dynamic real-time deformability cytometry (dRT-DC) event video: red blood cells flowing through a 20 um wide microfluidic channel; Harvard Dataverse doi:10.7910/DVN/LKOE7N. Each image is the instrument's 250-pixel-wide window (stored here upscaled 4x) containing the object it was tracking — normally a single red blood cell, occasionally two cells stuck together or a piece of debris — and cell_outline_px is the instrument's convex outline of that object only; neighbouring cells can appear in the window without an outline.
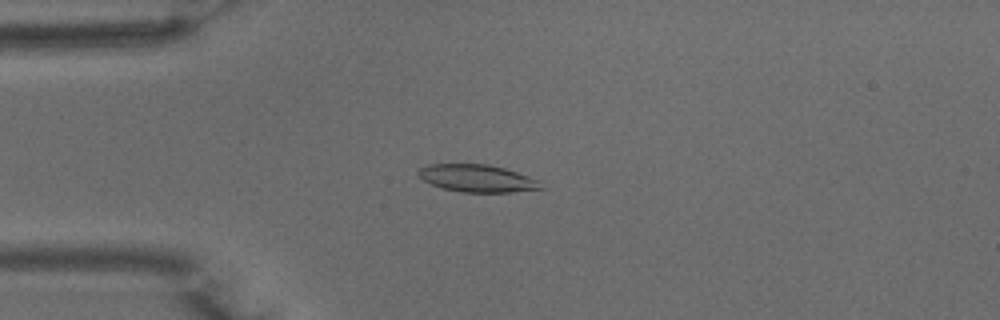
{"species": "common noctule bat (a hibernating species)", "species_latin": "Nyctalus noctula", "temperature_condition": "warm", "stored_images_in_passage": 50, "camera_frame_rate_fps": 3000, "um_per_image_px": 0.085, "animal": {"sex": "male", "body_mass_g": 15.6}, "frame": {"image": 1, "passage_image": 12, "time_ms": 3.667, "image_size_px": [1000, 320], "cell_outline_px": [[544, 188], [512, 192], [460, 192], [444, 188], [432, 184], [416, 176], [416, 172], [420, 168], [428, 164], [488, 164], [504, 168], [540, 180]], "centroid_in_image_um": [40.55, 15.15], "position_along_channel_um": 44.5, "area_um2": 19.59}}
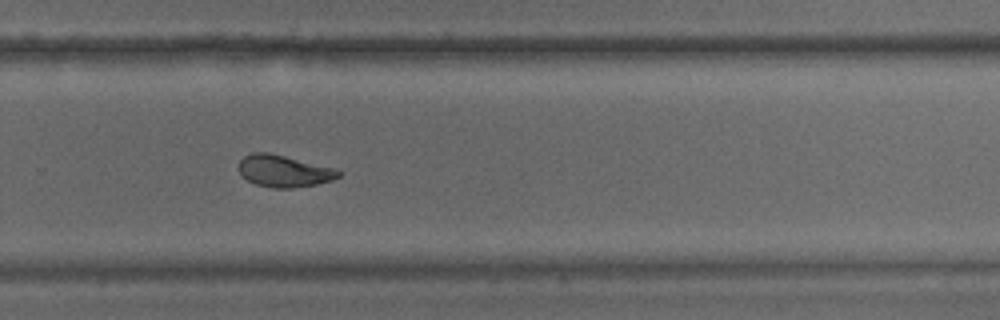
{"frame": {"image": 2, "passage_image": 33, "time_ms": 10.667, "image_size_px": [1000, 320], "cell_outline_px": [[340, 176], [332, 180], [316, 184], [292, 188], [272, 188], [256, 184], [240, 176], [240, 160], [244, 156], [252, 152], [268, 152], [332, 168], [340, 172]], "centroid_in_image_um": [24.08, 14.55], "position_along_channel_um": 305.7, "area_um2": 18.21}}
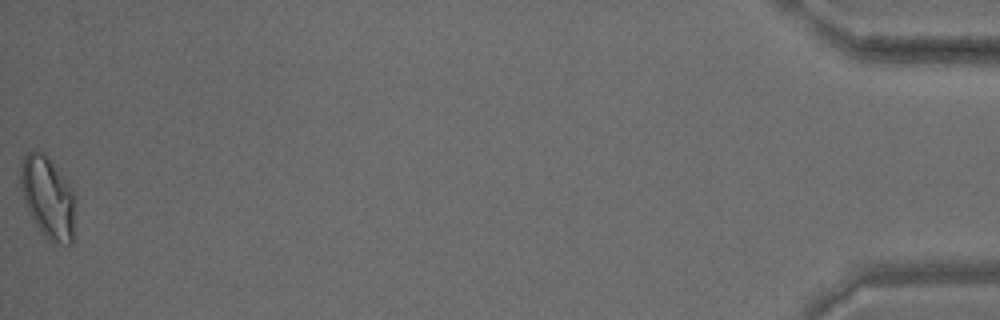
{"frame": {"image": 3, "passage_image": 50, "time_ms": 16.333, "image_size_px": [1000, 320], "cell_outline_px": [[76, 196], [72, 244], [60, 244], [48, 240], [44, 236], [32, 216], [24, 200], [20, 188], [20, 164], [24, 152], [36, 148], [44, 152], [72, 188]], "centroid_in_image_um": [4.07, 16.72], "position_along_channel_um": 431.1, "area_um2": 26.41}, "authors_computed_cell_mechanics": {"area_um2": 19.7387, "velocity_mm_per_s": 3.9713, "shape_relaxation_time_tau1_ms": 4.8643, "shape_relaxation_time_tau2_ms": 2.0775, "deformation_change_tau1": 0.1699, "deformation_change_tau2": 0.0863}}